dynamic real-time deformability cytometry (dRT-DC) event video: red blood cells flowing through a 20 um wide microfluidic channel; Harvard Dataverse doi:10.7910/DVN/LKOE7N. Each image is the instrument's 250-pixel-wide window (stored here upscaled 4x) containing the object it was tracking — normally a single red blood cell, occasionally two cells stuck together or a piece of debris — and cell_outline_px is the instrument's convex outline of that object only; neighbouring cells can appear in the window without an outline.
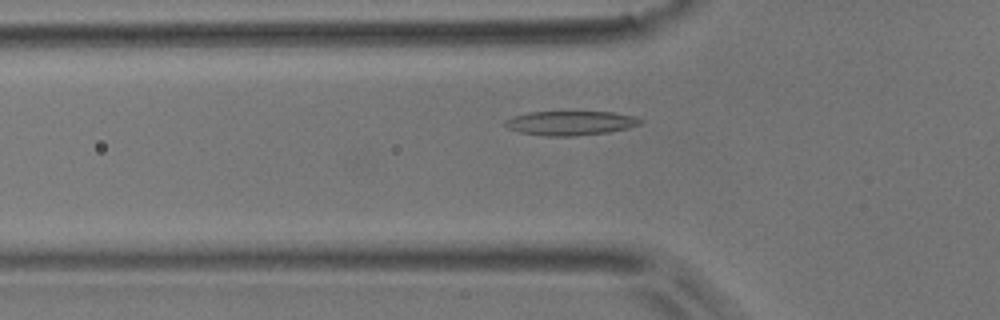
{"species": "common noctule bat (a hibernating species)", "species_latin": "Nyctalus noctula", "temperature_condition": "room temperature", "stored_images_in_passage": 47, "camera_frame_rate_fps": 3000, "um_per_image_px": 0.085, "animal": {"sex": "male", "body_mass_g": 17.9}, "frame": {"image": 1, "passage_image": 13, "time_ms": 4.0, "image_size_px": [1000, 320], "cell_outline_px": [[644, 120], [640, 124], [628, 128], [608, 132], [576, 136], [548, 136], [520, 132], [508, 128], [504, 124], [504, 120], [512, 116], [528, 112], [612, 112], [636, 116]], "centroid_in_image_um": [48.5, 10.45], "position_along_channel_um": 77.3, "area_um2": 19.19}}
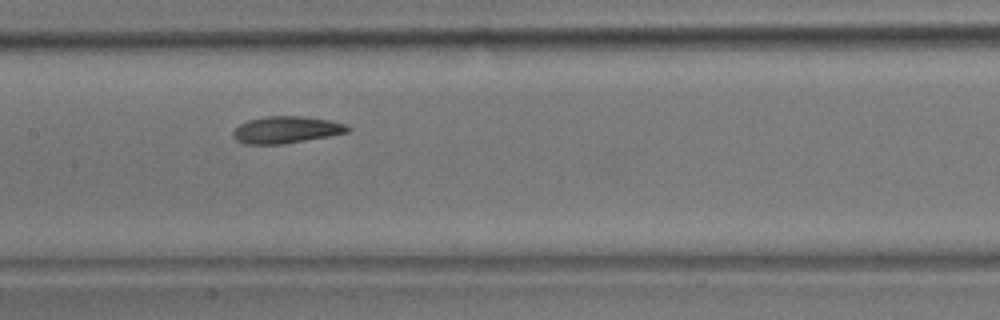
{"frame": {"image": 2, "passage_image": 21, "time_ms": 6.667, "image_size_px": [1000, 320], "cell_outline_px": [[352, 128], [348, 132], [328, 136], [280, 144], [244, 144], [236, 140], [232, 136], [232, 132], [240, 124], [248, 120], [264, 116], [300, 116], [328, 120], [344, 124]], "centroid_in_image_um": [24.29, 11.03], "position_along_channel_um": 183.1, "area_um2": 17.8}}
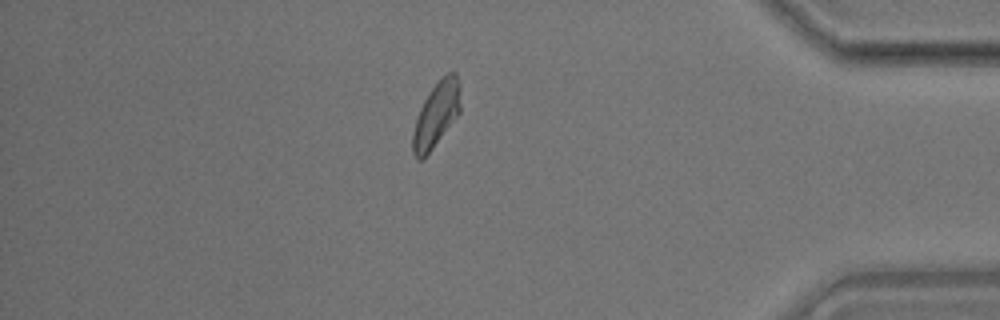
{"frame": {"image": 3, "passage_image": 40, "time_ms": 13.0, "image_size_px": [1000, 320], "cell_outline_px": [[460, 112], [424, 160], [416, 160], [412, 152], [412, 132], [420, 108], [424, 100], [432, 88], [448, 72], [456, 72], [460, 80]], "centroid_in_image_um": [37.08, 9.78], "position_along_channel_um": 398.1, "area_um2": 18.15}, "authors_computed_cell_mechanics": {"area_um2": 18.1492, "velocity_mm_per_s": 3.9394, "shape_relaxation_time_tau1_ms": 3.2731, "shape_relaxation_time_tau2_ms": 2.7705, "deformation_change_tau1": 0.1261, "deformation_change_tau2": 0.052}}